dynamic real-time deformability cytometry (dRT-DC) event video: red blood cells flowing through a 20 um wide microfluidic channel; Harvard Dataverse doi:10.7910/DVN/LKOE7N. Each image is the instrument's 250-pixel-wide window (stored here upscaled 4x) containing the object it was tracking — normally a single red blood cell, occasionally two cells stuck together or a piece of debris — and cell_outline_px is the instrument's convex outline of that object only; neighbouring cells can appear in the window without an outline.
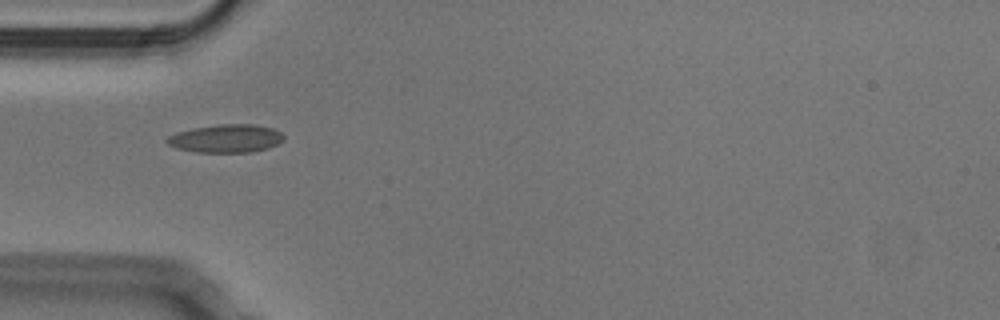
{"species": "Egyptian fruit bat (a non-hibernating species)", "species_latin": "Rousettus aegyptiacus", "temperature_condition": "cold", "stored_images_in_passage": 37, "camera_frame_rate_fps": 3000, "um_per_image_px": 0.085, "animal": {"sex": "male"}, "frame": {"image": 1, "passage_image": 1, "time_ms": 0.0, "image_size_px": [1000, 320], "cell_outline_px": [[284, 140], [268, 148], [252, 152], [196, 152], [176, 148], [168, 144], [164, 140], [168, 136], [176, 132], [192, 128], [220, 124], [252, 124], [272, 128], [280, 132], [284, 136]], "centroid_in_image_um": [19.19, 11.77], "position_along_channel_um": 65.8, "area_um2": 19.19}}
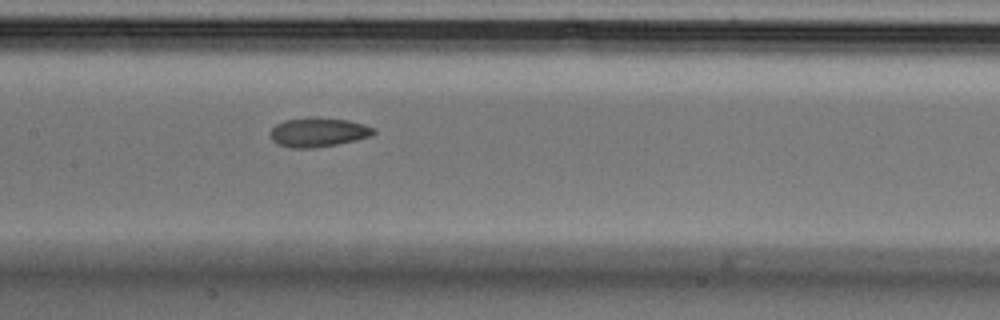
{"frame": {"image": 2, "passage_image": 10, "time_ms": 3.0, "image_size_px": [1000, 320], "cell_outline_px": [[376, 132], [372, 136], [356, 140], [316, 148], [292, 148], [276, 144], [268, 136], [272, 128], [276, 124], [284, 120], [348, 120], [364, 124], [376, 128]], "centroid_in_image_um": [27.05, 11.3], "position_along_channel_um": 180.3, "area_um2": 17.05}}
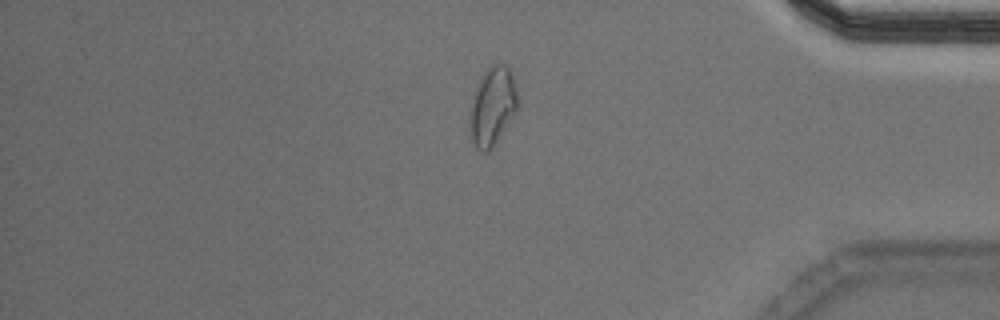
{"frame": {"image": 3, "passage_image": 29, "time_ms": 9.333, "image_size_px": [1000, 320], "cell_outline_px": [[520, 100], [516, 112], [492, 148], [488, 152], [480, 152], [476, 148], [472, 140], [468, 104], [488, 68], [492, 64], [508, 64]], "centroid_in_image_um": [41.87, 9.05], "position_along_channel_um": 393.3, "area_um2": 21.91}, "authors_computed_cell_mechanics": {"area_um2": 17.9758, "velocity_mm_per_s": 3.7896, "shape_relaxation_time_tau1_ms": null, "shape_relaxation_time_tau2_ms": 2.7391, "deformation_change_tau1": null, "deformation_change_tau2": 0.0795}}